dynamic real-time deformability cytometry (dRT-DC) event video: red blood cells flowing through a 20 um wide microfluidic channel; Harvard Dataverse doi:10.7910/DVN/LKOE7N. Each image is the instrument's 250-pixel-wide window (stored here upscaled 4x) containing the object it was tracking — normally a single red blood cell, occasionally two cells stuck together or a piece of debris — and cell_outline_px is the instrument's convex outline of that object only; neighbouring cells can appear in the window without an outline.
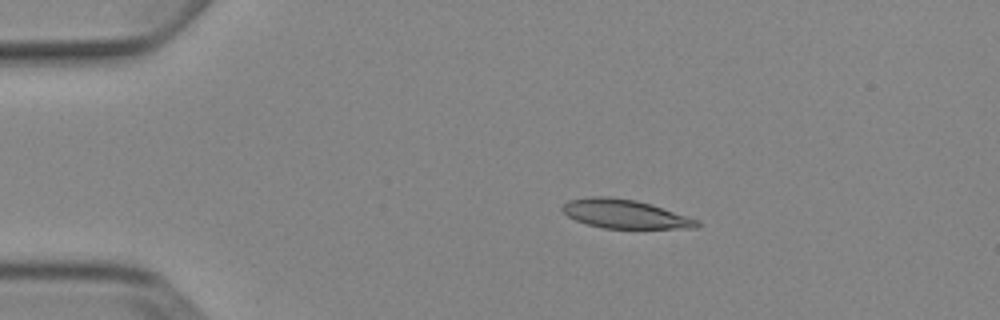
{"species": "Egyptian fruit bat (a non-hibernating species)", "species_latin": "Rousettus aegyptiacus", "temperature_condition": "cold", "stored_images_in_passage": 4, "camera_frame_rate_fps": 3000, "um_per_image_px": 0.085, "animal": {"sex": "female"}, "frame": {"image": 1, "passage_image": 3, "time_ms": 2.333, "image_size_px": [1000, 320], "cell_outline_px": [[700, 224], [696, 228], [604, 228], [588, 224], [576, 220], [568, 216], [560, 208], [568, 200], [588, 196], [608, 196], [636, 200], [652, 204], [700, 220]], "centroid_in_image_um": [53.12, 18.17], "position_along_channel_um": 31.9, "area_um2": 22.66}}